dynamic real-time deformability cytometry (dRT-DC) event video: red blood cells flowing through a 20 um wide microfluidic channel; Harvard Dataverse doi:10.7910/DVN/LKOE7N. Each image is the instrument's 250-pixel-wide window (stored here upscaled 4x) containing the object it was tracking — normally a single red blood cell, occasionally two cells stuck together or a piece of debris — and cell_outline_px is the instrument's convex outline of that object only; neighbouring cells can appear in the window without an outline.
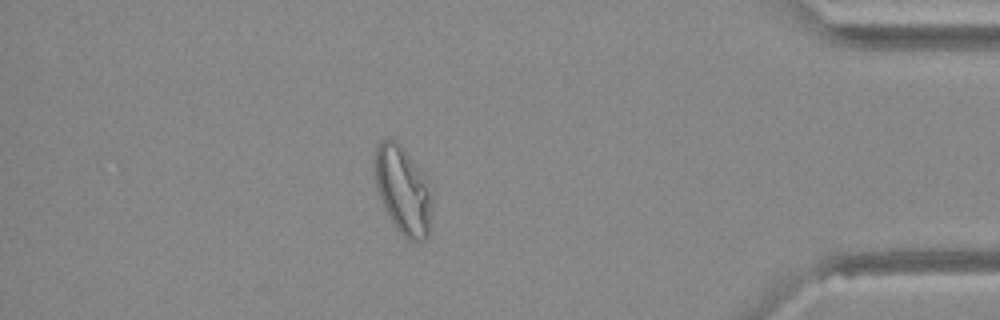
{"species": "Egyptian fruit bat (a non-hibernating species)", "species_latin": "Rousettus aegyptiacus", "temperature_condition": "warm", "stored_images_in_passage": 50, "camera_frame_rate_fps": 3000, "um_per_image_px": 0.085, "animal": {"sex": "female"}, "frame": {"image": 1, "passage_image": 43, "time_ms": 14.0, "image_size_px": [1000, 320], "cell_outline_px": [[432, 208], [428, 236], [424, 240], [412, 240], [404, 236], [396, 228], [376, 188], [372, 160], [376, 144], [380, 140], [388, 136], [396, 140], [404, 148], [412, 160], [432, 196]], "centroid_in_image_um": [34.19, 16.11], "position_along_channel_um": 401.0, "area_um2": 28.96}}